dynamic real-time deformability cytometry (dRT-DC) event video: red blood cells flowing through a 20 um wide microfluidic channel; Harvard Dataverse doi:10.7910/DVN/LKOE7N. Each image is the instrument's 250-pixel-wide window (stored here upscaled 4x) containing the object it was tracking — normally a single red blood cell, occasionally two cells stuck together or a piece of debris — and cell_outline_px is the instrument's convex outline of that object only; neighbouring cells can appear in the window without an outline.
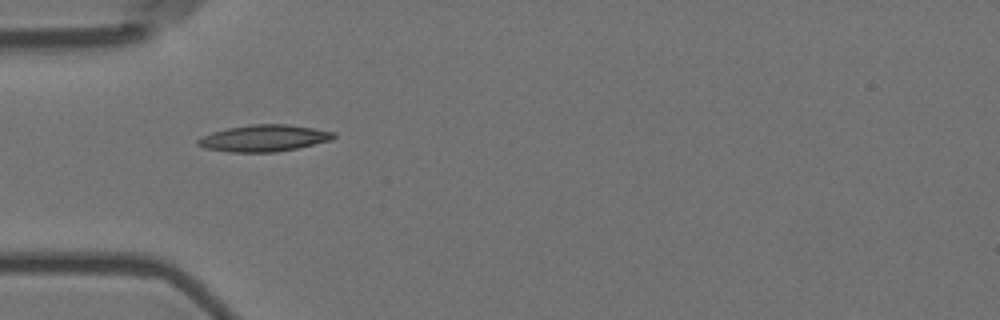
{"species": "Egyptian fruit bat (a non-hibernating species)", "species_latin": "Rousettus aegyptiacus", "temperature_condition": "room temperature", "stored_images_in_passage": 9, "camera_frame_rate_fps": 3000, "um_per_image_px": 0.085, "animal": {"sex": "female"}, "frame": {"image": 1, "passage_image": 1, "time_ms": 0.0, "image_size_px": [1000, 320], "cell_outline_px": [[336, 136], [332, 140], [296, 148], [276, 152], [228, 152], [204, 148], [196, 144], [196, 140], [212, 132], [228, 128], [252, 124], [288, 124], [336, 132]], "centroid_in_image_um": [22.43, 11.74], "position_along_channel_um": 62.6, "area_um2": 21.04}}
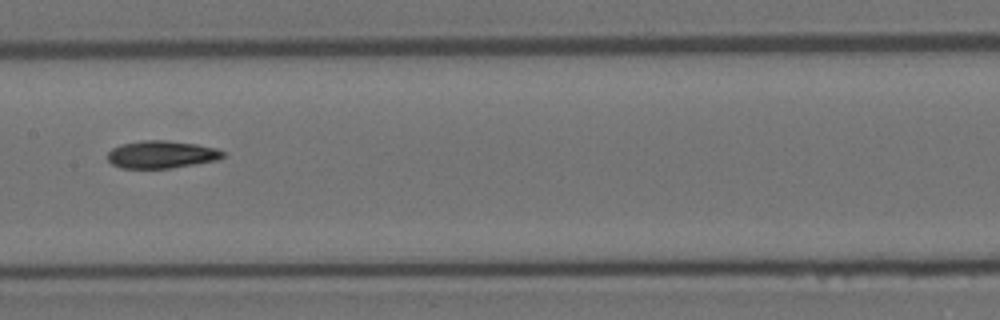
{"frame": {"image": 2, "passage_image": 4, "time_ms": 1.0, "image_size_px": [1000, 320], "cell_outline_px": [[224, 156], [216, 160], [172, 168], [120, 168], [112, 164], [108, 160], [108, 152], [112, 148], [120, 144], [144, 140], [168, 140], [196, 144], [216, 148], [224, 152]], "centroid_in_image_um": [13.7, 13.12], "position_along_channel_um": 193.7, "area_um2": 18.5}}
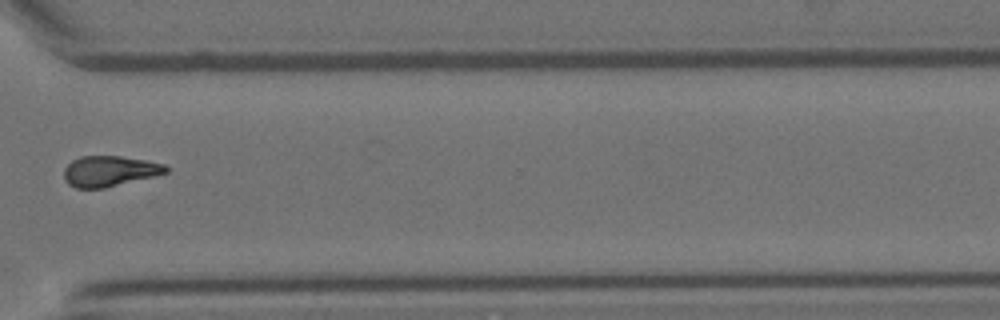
{"frame": {"image": 3, "passage_image": 8, "time_ms": 2.333, "image_size_px": [1000, 320], "cell_outline_px": [[168, 172], [104, 188], [76, 188], [68, 184], [64, 180], [64, 168], [72, 160], [80, 156], [120, 156], [144, 160], [164, 164], [168, 168]], "centroid_in_image_um": [9.26, 14.54], "position_along_channel_um": 361.3, "area_um2": 17.98}}